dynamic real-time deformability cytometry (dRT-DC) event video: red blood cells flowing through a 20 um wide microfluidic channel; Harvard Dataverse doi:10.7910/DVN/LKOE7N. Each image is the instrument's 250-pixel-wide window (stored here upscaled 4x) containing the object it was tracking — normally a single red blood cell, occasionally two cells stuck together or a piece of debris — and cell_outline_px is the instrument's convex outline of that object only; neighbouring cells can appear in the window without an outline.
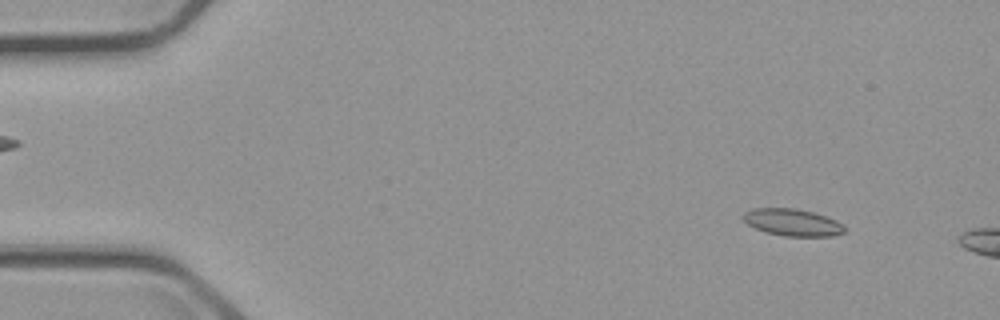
{"species": "common noctule bat (a hibernating species)", "species_latin": "Nyctalus noctula", "temperature_condition": "cold", "stored_images_in_passage": 5, "camera_frame_rate_fps": 3000, "um_per_image_px": 0.085, "animal": {"sex": "male", "body_mass_g": 23.1, "forearm_length_mm": 52.7}, "frame": {"image": 1, "passage_image": 2, "time_ms": 1.667, "image_size_px": [1000, 320], "cell_outline_px": [[844, 232], [832, 236], [784, 236], [768, 232], [756, 228], [748, 224], [744, 220], [744, 212], [752, 208], [792, 208], [812, 212], [836, 220], [844, 224]], "centroid_in_image_um": [67.37, 18.9], "position_along_channel_um": 17.6, "area_um2": 15.72}}